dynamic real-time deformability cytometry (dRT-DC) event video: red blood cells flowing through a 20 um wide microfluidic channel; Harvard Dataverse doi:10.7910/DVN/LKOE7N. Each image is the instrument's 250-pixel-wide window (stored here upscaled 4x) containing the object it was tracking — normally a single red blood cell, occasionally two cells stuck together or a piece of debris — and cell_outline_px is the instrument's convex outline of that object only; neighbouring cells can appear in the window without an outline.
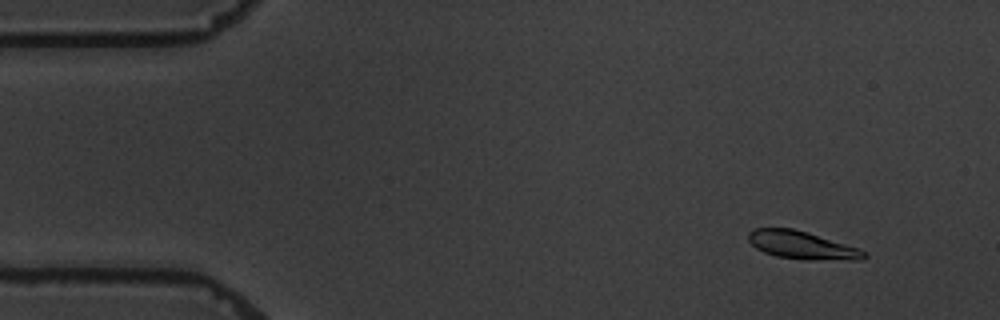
{"species": "common noctule bat (a hibernating species)", "species_latin": "Nyctalus noctula", "temperature_condition": "warm", "stored_images_in_passage": 5, "camera_frame_rate_fps": 3000, "um_per_image_px": 0.085, "animal": {"sex": "male", "body_mass_g": 19.5, "forearm_length_mm": 54.6}, "frame": {"image": 1, "passage_image": 1, "time_ms": 0.0, "image_size_px": [1000, 320], "cell_outline_px": [[868, 256], [864, 260], [804, 260], [776, 256], [764, 252], [756, 248], [748, 240], [748, 232], [752, 228], [792, 228], [808, 232], [860, 248]], "centroid_in_image_um": [68.19, 20.85], "position_along_channel_um": 16.8, "area_um2": 19.07}}